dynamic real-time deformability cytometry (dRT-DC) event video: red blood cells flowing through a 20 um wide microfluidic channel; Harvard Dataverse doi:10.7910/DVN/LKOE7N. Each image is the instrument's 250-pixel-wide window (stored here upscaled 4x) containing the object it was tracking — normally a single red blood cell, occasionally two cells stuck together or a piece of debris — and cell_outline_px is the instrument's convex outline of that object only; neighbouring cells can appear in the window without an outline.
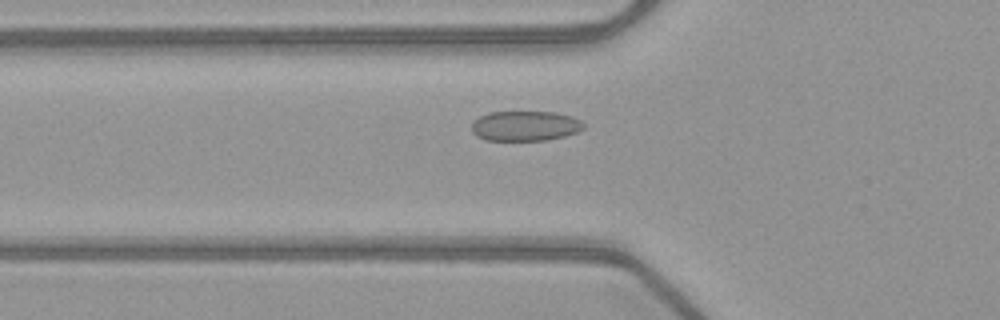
{"species": "common noctule bat (a hibernating species)", "species_latin": "Nyctalus noctula", "temperature_condition": "warm", "stored_images_in_passage": 36, "camera_frame_rate_fps": 3000, "um_per_image_px": 0.085, "animal": {"sex": "female", "body_mass_g": 21.9}, "frame": {"image": 1, "passage_image": 3, "time_ms": 0.667, "image_size_px": [1000, 320], "cell_outline_px": [[584, 128], [576, 132], [564, 136], [544, 140], [484, 140], [476, 136], [472, 132], [472, 120], [488, 112], [556, 112], [572, 116], [580, 120], [584, 124]], "centroid_in_image_um": [44.6, 10.7], "position_along_channel_um": 81.2, "area_um2": 19.65}}
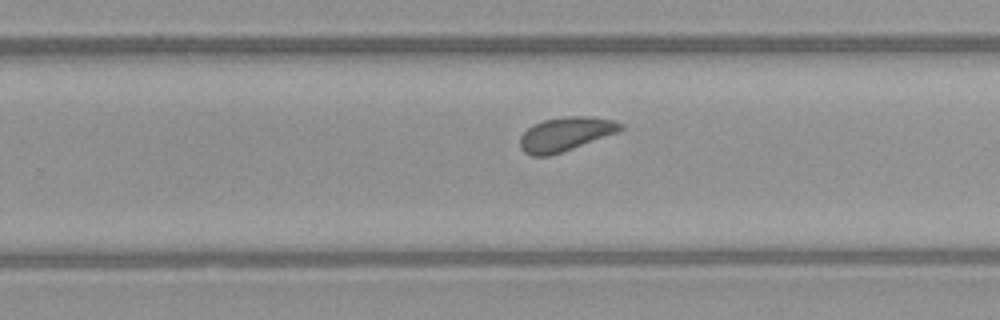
{"frame": {"image": 2, "passage_image": 18, "time_ms": 5.667, "image_size_px": [1000, 320], "cell_outline_px": [[624, 128], [620, 132], [548, 156], [532, 156], [524, 152], [520, 148], [520, 136], [532, 124], [544, 120], [564, 116], [592, 116], [616, 120], [624, 124]], "centroid_in_image_um": [48.1, 11.38], "position_along_channel_um": 281.7, "area_um2": 20.06}}
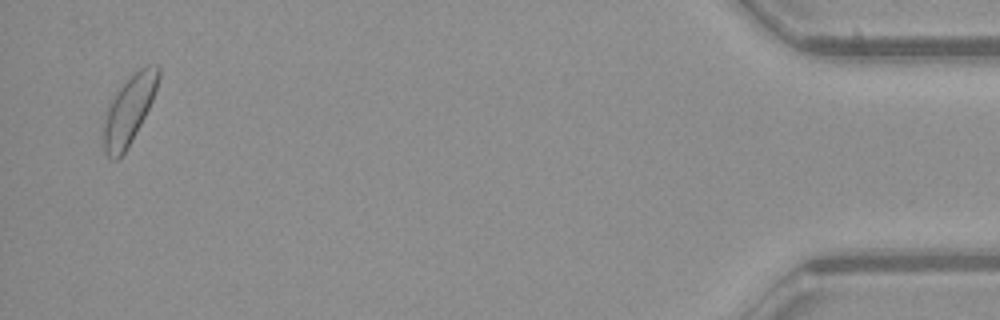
{"frame": {"image": 3, "passage_image": 35, "time_ms": 11.333, "image_size_px": [1000, 320], "cell_outline_px": [[160, 76], [152, 100], [132, 140], [124, 152], [116, 160], [112, 160], [104, 152], [104, 112], [108, 100], [140, 68], [148, 64], [160, 64]], "centroid_in_image_um": [10.95, 9.32], "position_along_channel_um": 424.3, "area_um2": 21.68}, "authors_computed_cell_mechanics": {"area_um2": 19.7676, "velocity_mm_per_s": 3.9927, "shape_relaxation_time_tau1_ms": 1.7334, "shape_relaxation_time_tau2_ms": null, "deformation_change_tau1": 0.0545, "deformation_change_tau2": null}}